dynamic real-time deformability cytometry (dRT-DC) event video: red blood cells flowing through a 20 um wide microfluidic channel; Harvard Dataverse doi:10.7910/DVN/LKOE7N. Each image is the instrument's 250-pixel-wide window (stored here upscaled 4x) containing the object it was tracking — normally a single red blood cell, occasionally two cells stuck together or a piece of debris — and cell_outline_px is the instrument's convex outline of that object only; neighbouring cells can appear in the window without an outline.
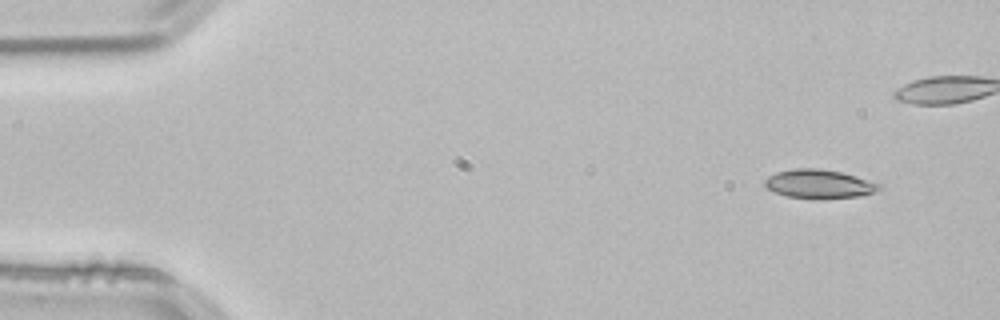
{"species": "common noctule bat (a hibernating species)", "species_latin": "Nyctalus noctula", "temperature_condition": "room temperature", "stored_images_in_passage": 40, "camera_frame_rate_fps": 3000, "um_per_image_px": 0.085, "animal": {"sex": "male", "body_mass_g": 21.5, "forearm_length_mm": 52.0}, "frame": {"image": 1, "passage_image": 1, "time_ms": 0.0, "image_size_px": [1000, 320], "cell_outline_px": [[880, 188], [872, 192], [860, 196], [820, 200], [788, 196], [776, 192], [768, 188], [764, 184], [764, 180], [768, 176], [776, 172], [792, 168], [820, 168], [840, 172], [880, 184]], "centroid_in_image_um": [69.57, 15.64], "position_along_channel_um": 15.4, "area_um2": 19.13}}
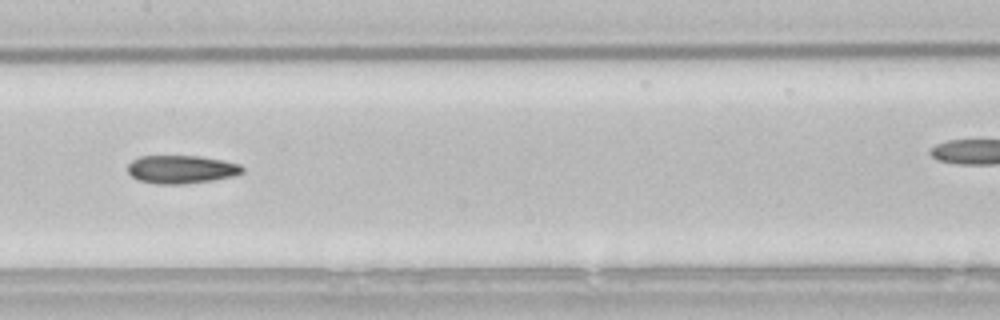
{"frame": {"image": 2, "passage_image": 23, "time_ms": 7.333, "image_size_px": [1000, 320], "cell_outline_px": [[244, 172], [236, 176], [212, 180], [184, 184], [156, 184], [140, 180], [132, 176], [128, 172], [128, 164], [132, 160], [140, 156], [200, 156], [240, 164], [244, 168]], "centroid_in_image_um": [15.43, 14.4], "position_along_channel_um": 192.0, "area_um2": 18.84}}